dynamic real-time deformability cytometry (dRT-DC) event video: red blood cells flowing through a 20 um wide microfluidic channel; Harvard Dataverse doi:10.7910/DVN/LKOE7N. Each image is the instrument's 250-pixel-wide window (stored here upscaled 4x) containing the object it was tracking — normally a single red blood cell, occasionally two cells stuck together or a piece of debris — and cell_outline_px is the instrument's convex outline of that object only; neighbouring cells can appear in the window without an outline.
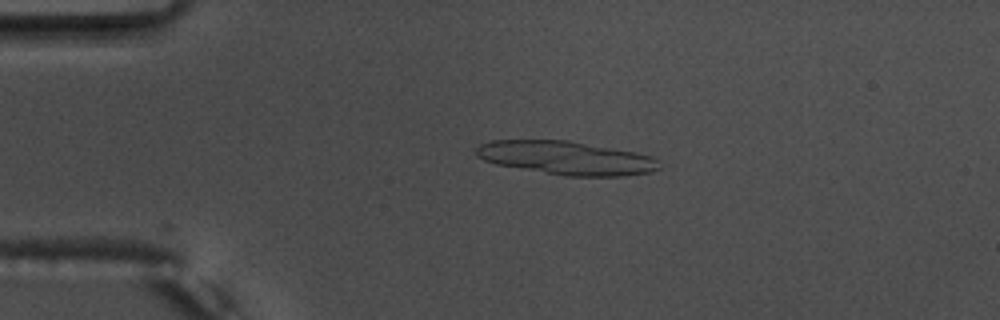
{"species": "common noctule bat (a hibernating species)", "species_latin": "Nyctalus noctula", "temperature_condition": "warm", "stored_images_in_passage": 29, "segment_of_instrument_passage": [1, 2], "camera_frame_rate_fps": 3000, "um_per_image_px": 0.085, "animal": {"sex": "male", "body_mass_g": 17.5, "forearm_length_mm": 52.3}, "frame": {"image": 1, "passage_image": 1, "time_ms": 0.0, "image_size_px": [1000, 320], "cell_outline_px": [[660, 168], [652, 172], [620, 176], [564, 176], [496, 164], [484, 160], [476, 156], [476, 148], [480, 144], [492, 140], [568, 140], [636, 152], [652, 156], [660, 160]], "centroid_in_image_um": [48.16, 13.42], "position_along_channel_um": 36.8, "area_um2": 35.89}}